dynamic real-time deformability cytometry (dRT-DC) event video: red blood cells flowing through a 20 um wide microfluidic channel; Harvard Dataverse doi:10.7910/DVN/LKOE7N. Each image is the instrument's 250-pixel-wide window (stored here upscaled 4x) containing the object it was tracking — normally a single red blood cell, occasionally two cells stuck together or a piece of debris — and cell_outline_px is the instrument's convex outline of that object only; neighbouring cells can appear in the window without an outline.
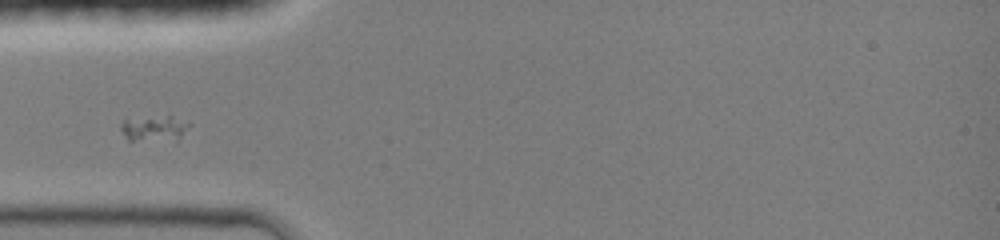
{"species": "common noctule bat (a hibernating species)", "species_latin": "Nyctalus noctula", "temperature_condition": "room temperature", "stored_images_in_passage": 3, "camera_frame_rate_fps": 3000, "um_per_image_px": 0.085, "animal": {"sex": "female", "body_mass_g": 19.0, "forearm_length_mm": 51.5}, "frame": {"image": 1, "passage_image": 2, "time_ms": 0.333, "image_size_px": [1000, 240], "cell_outline_px": [[192, 124], [176, 144], [128, 140], [120, 128], [120, 124], [124, 120], [168, 116], [172, 116]], "centroid_in_image_um": [13.2, 11.01], "position_along_channel_um": 71.8, "area_um2": 10.75}}